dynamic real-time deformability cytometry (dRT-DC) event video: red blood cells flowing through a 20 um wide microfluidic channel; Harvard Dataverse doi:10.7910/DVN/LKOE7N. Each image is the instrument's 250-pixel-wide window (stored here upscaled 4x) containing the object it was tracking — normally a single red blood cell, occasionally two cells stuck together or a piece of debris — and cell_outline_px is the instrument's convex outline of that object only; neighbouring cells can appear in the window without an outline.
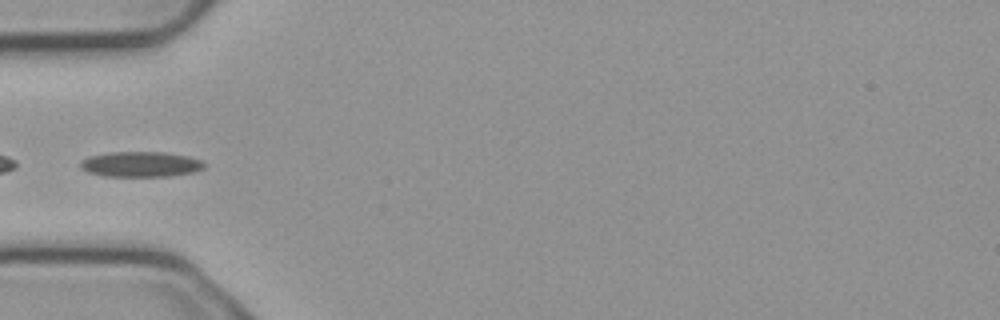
{"species": "common noctule bat (a hibernating species)", "species_latin": "Nyctalus noctula", "temperature_condition": "cold", "stored_images_in_passage": 5, "camera_frame_rate_fps": 3000, "um_per_image_px": 0.085, "animal": {"sex": "male", "body_mass_g": 23.1, "forearm_length_mm": 52.7}, "frame": {"image": 1, "passage_image": 4, "time_ms": 1.0, "image_size_px": [1000, 320], "cell_outline_px": [[204, 168], [196, 172], [172, 176], [104, 176], [88, 172], [80, 168], [80, 160], [88, 156], [108, 152], [164, 152], [188, 156], [200, 160], [204, 164]], "centroid_in_image_um": [11.94, 13.96], "position_along_channel_um": 73.1, "area_um2": 18.44}}
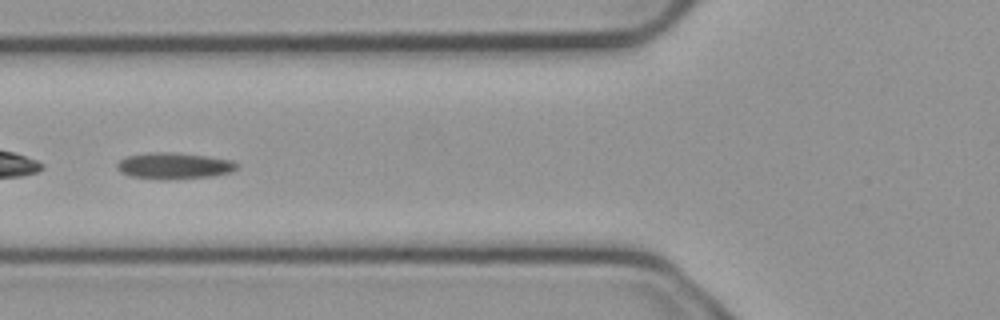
{"frame": {"image": 2, "passage_image": 5, "time_ms": 1.333, "image_size_px": [1000, 320], "cell_outline_px": [[240, 168], [232, 172], [212, 176], [164, 180], [160, 180], [132, 176], [120, 172], [116, 168], [116, 164], [120, 160], [128, 156], [152, 152], [172, 152], [204, 156], [232, 160], [240, 164]], "centroid_in_image_um": [14.83, 14.1], "position_along_channel_um": 111.0, "area_um2": 18.5}}